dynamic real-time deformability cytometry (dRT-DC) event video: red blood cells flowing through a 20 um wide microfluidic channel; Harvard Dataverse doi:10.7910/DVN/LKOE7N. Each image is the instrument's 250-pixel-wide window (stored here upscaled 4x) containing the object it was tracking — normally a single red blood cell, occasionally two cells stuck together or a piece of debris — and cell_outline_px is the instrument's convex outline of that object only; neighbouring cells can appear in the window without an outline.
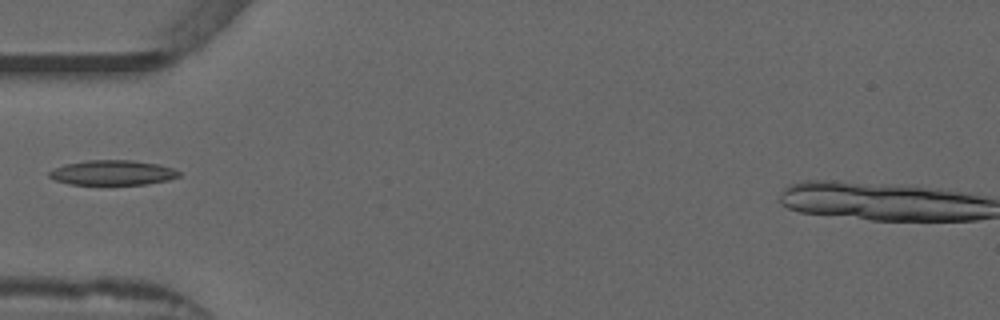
{"species": "common noctule bat (a hibernating species)", "species_latin": "Nyctalus noctula", "temperature_condition": "warm", "stored_images_in_passage": 36, "camera_frame_rate_fps": 3000, "um_per_image_px": 0.085, "animal": {"sex": "male", "forearm_length_mm": 52.5}, "frame": {"image": 1, "passage_image": 1, "time_ms": 0.0, "image_size_px": [1000, 320], "cell_outline_px": [[180, 176], [168, 180], [148, 184], [68, 184], [56, 180], [48, 176], [48, 172], [64, 164], [88, 160], [132, 160], [160, 164], [172, 168], [180, 172]], "centroid_in_image_um": [9.59, 14.67], "position_along_channel_um": 75.4, "area_um2": 18.79}}